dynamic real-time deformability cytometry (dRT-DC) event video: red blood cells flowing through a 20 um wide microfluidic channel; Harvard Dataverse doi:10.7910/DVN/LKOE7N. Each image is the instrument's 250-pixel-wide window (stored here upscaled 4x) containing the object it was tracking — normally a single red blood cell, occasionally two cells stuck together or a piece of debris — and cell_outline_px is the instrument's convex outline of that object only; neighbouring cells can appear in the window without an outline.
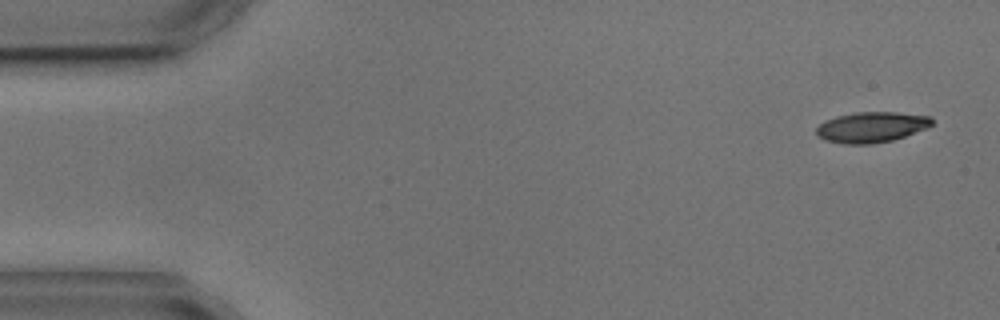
{"species": "common noctule bat (a hibernating species)", "species_latin": "Nyctalus noctula", "temperature_condition": "cold", "stored_images_in_passage": 4, "camera_frame_rate_fps": 3000, "um_per_image_px": 0.085, "animal": {"sex": "male", "body_mass_g": 17.9, "forearm_length_mm": 54.2}, "frame": {"image": 1, "passage_image": 1, "time_ms": 0.0, "image_size_px": [1000, 320], "cell_outline_px": [[932, 124], [928, 128], [892, 140], [872, 144], [844, 144], [824, 140], [816, 132], [816, 128], [824, 120], [836, 116], [856, 112], [896, 112], [932, 116]], "centroid_in_image_um": [74.08, 10.8], "position_along_channel_um": 10.9, "area_um2": 20.63}}